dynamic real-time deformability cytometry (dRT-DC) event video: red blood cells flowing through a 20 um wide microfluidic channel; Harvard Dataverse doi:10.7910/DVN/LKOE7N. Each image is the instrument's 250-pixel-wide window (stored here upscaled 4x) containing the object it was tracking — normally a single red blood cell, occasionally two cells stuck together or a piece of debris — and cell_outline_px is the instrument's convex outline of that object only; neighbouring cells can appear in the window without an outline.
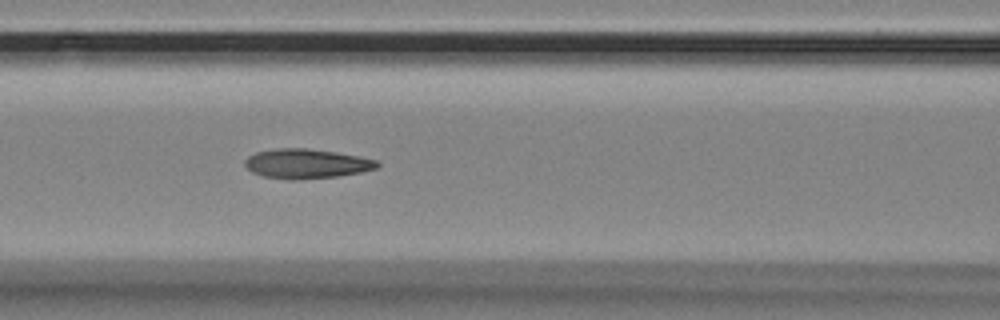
{"species": "Egyptian fruit bat (a non-hibernating species)", "species_latin": "Rousettus aegyptiacus", "temperature_condition": "room temperature", "stored_images_in_passage": 5, "camera_frame_rate_fps": 3000, "um_per_image_px": 0.085, "animal": {"sex": "female"}, "frame": {"image": 1, "passage_image": 5, "time_ms": 1.333, "image_size_px": [1000, 320], "cell_outline_px": [[380, 164], [376, 168], [360, 172], [336, 176], [292, 180], [288, 180], [264, 176], [252, 172], [244, 164], [244, 160], [248, 156], [256, 152], [276, 148], [304, 148], [332, 152], [356, 156], [376, 160]], "centroid_in_image_um": [25.99, 13.91], "position_along_channel_um": 140.6, "area_um2": 22.43}}